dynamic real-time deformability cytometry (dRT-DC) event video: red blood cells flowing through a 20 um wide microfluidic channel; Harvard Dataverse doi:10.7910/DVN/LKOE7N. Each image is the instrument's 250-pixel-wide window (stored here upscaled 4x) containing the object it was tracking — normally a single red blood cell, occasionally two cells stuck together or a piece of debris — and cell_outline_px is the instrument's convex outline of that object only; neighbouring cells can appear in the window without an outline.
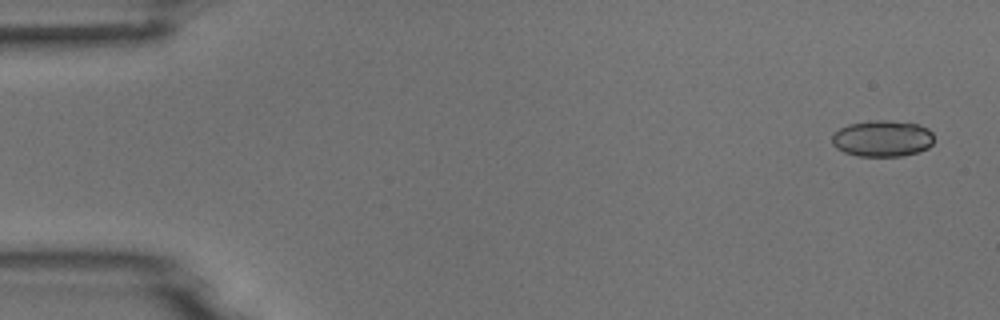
{"species": "common noctule bat (a hibernating species)", "species_latin": "Nyctalus noctula", "temperature_condition": "room temperature", "stored_images_in_passage": 6, "camera_frame_rate_fps": 3000, "um_per_image_px": 0.085, "animal": {"sex": "male", "body_mass_g": 18.8}, "frame": {"image": 1, "passage_image": 1, "time_ms": 0.0, "image_size_px": [1000, 320], "cell_outline_px": [[932, 144], [928, 148], [916, 152], [900, 156], [856, 156], [844, 152], [836, 148], [832, 144], [832, 136], [840, 128], [848, 124], [872, 120], [888, 120], [920, 124], [928, 128], [932, 132]], "centroid_in_image_um": [74.99, 11.76], "position_along_channel_um": 10.0, "area_um2": 21.68}}
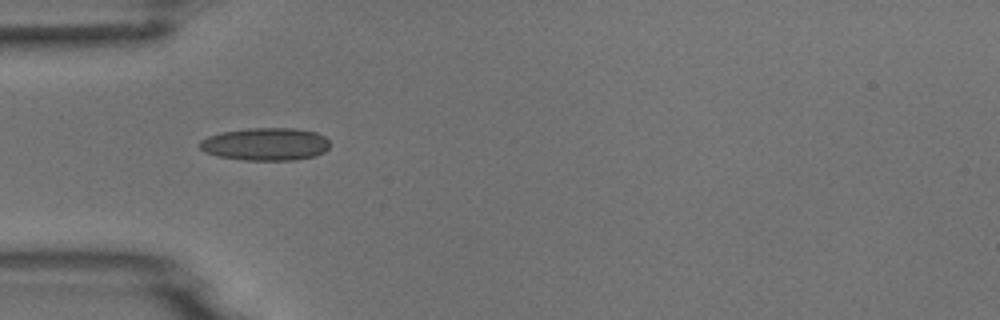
{"frame": {"image": 2, "passage_image": 5, "time_ms": 4.667, "image_size_px": [1000, 320], "cell_outline_px": [[328, 148], [324, 152], [316, 156], [292, 160], [244, 160], [220, 156], [204, 152], [200, 148], [200, 140], [208, 136], [220, 132], [248, 128], [296, 128], [316, 132], [324, 136], [328, 140]], "centroid_in_image_um": [22.57, 12.24], "position_along_channel_um": 62.4, "area_um2": 24.85}}
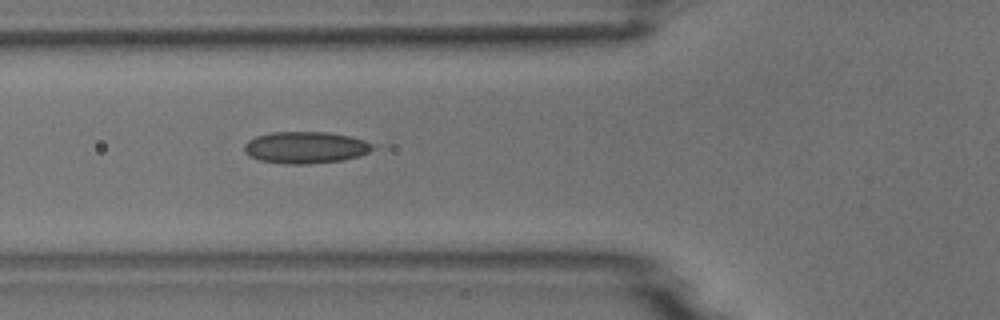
{"frame": {"image": 3, "passage_image": 6, "time_ms": 5.667, "image_size_px": [1000, 320], "cell_outline_px": [[380, 144], [376, 148], [360, 156], [344, 160], [308, 164], [284, 164], [260, 160], [248, 156], [244, 152], [244, 144], [248, 140], [256, 136], [272, 132], [328, 132], [352, 136]], "centroid_in_image_um": [26.04, 12.53], "position_along_channel_um": 99.8, "area_um2": 24.33}}